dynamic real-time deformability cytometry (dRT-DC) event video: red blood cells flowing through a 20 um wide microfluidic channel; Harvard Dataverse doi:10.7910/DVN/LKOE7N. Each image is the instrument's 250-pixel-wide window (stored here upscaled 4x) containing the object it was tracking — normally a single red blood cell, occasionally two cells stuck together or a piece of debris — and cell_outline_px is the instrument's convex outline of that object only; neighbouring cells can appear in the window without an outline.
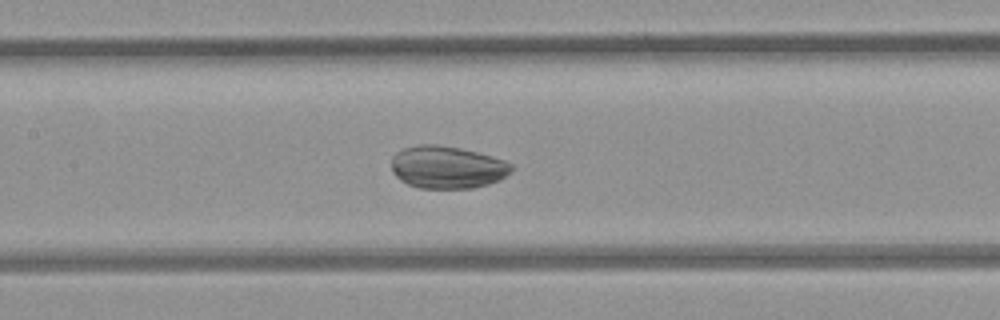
{"species": "common noctule bat (a hibernating species)", "species_latin": "Nyctalus noctula", "temperature_condition": "room temperature", "stored_images_in_passage": 49, "camera_frame_rate_fps": 3000, "um_per_image_px": 0.085, "animal": {"sex": "female", "body_mass_g": 21.9}, "frame": {"image": 1, "passage_image": 24, "time_ms": 7.667, "image_size_px": [1000, 320], "cell_outline_px": [[516, 168], [500, 180], [488, 184], [472, 188], [420, 188], [408, 184], [400, 180], [392, 172], [392, 156], [396, 152], [404, 148], [420, 144], [436, 144], [460, 148], [492, 156], [504, 160], [512, 164]], "centroid_in_image_um": [38.03, 14.21], "position_along_channel_um": 169.4, "area_um2": 29.88}}
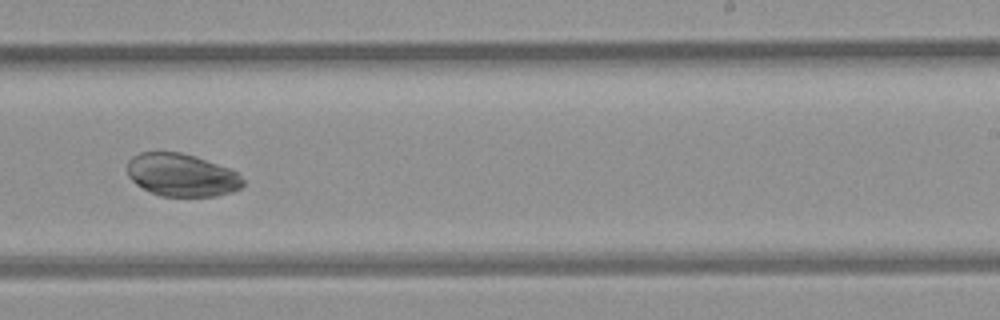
{"frame": {"image": 2, "passage_image": 32, "time_ms": 10.333, "image_size_px": [1000, 320], "cell_outline_px": [[244, 184], [240, 188], [232, 192], [216, 196], [160, 196], [136, 184], [128, 176], [128, 160], [132, 156], [140, 152], [180, 152], [196, 156], [228, 168], [236, 172], [244, 180]], "centroid_in_image_um": [15.44, 14.87], "position_along_channel_um": 273.6, "area_um2": 28.78}}
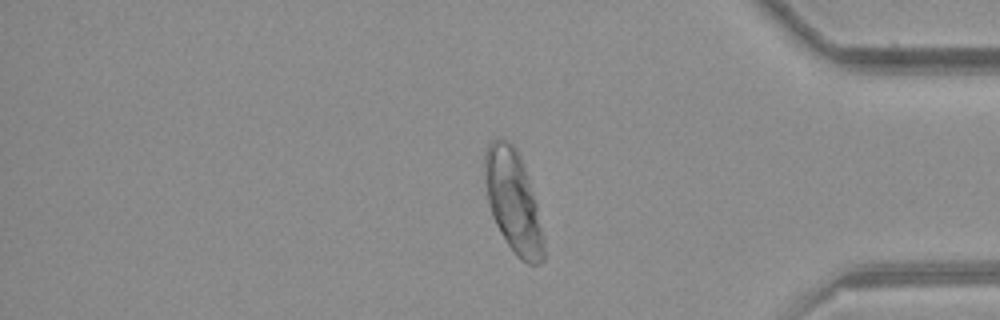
{"frame": {"image": 3, "passage_image": 43, "time_ms": 14.0, "image_size_px": [1000, 320], "cell_outline_px": [[544, 260], [540, 264], [528, 264], [520, 260], [516, 256], [500, 232], [492, 216], [488, 204], [484, 176], [484, 152], [488, 144], [496, 136], [500, 136], [508, 140], [516, 148], [520, 156], [536, 204], [544, 236]], "centroid_in_image_um": [43.6, 17.1], "position_along_channel_um": 391.6, "area_um2": 35.26}}